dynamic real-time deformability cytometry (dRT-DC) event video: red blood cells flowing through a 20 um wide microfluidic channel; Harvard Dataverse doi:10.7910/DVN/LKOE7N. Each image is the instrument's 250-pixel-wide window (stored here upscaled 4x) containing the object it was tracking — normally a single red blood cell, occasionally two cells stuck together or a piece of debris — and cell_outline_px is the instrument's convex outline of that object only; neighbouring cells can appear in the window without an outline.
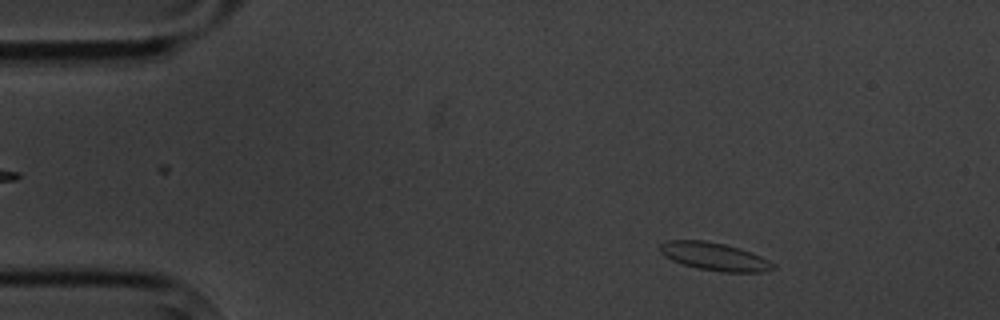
{"species": "common noctule bat (a hibernating species)", "species_latin": "Nyctalus noctula", "temperature_condition": "cold", "stored_images_in_passage": 6, "camera_frame_rate_fps": 3000, "um_per_image_px": 0.085, "animal": {"sex": "male", "body_mass_g": 20.1, "forearm_length_mm": 53.5}, "frame": {"image": 1, "passage_image": 2, "time_ms": 1.0, "image_size_px": [1000, 320], "cell_outline_px": [[776, 268], [760, 272], [724, 272], [696, 268], [672, 260], [664, 256], [660, 252], [660, 244], [668, 240], [704, 240], [724, 244], [740, 248], [752, 252], [776, 264]], "centroid_in_image_um": [60.74, 21.8], "position_along_channel_um": 24.3, "area_um2": 18.38}}
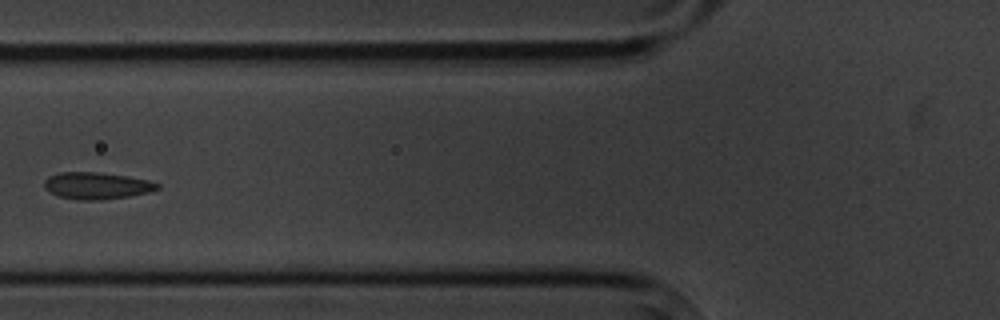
{"frame": {"image": 2, "passage_image": 6, "time_ms": 5.667, "image_size_px": [1000, 320], "cell_outline_px": [[160, 188], [148, 192], [128, 196], [100, 200], [80, 200], [56, 196], [44, 188], [44, 180], [48, 176], [60, 172], [100, 172], [128, 176], [148, 180], [160, 184]], "centroid_in_image_um": [8.19, 15.78], "position_along_channel_um": 117.6, "area_um2": 17.8}}